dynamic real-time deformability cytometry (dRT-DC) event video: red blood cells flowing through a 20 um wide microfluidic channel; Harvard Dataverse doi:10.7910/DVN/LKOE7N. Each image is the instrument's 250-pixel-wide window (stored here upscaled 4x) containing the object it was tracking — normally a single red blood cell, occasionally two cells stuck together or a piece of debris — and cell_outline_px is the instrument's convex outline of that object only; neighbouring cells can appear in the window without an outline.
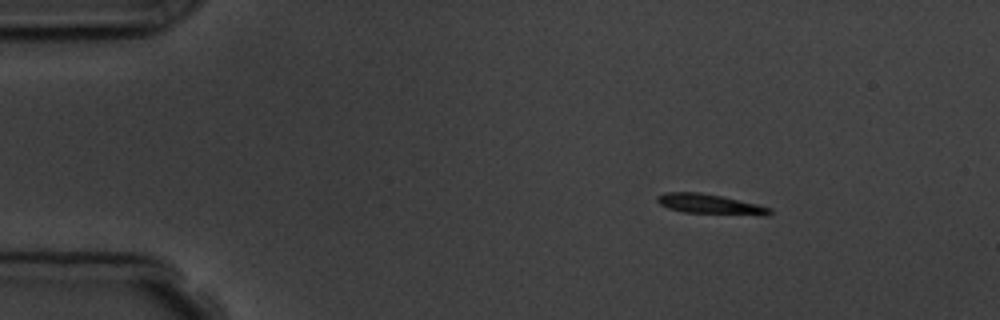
{"species": "common noctule bat (a hibernating species)", "species_latin": "Nyctalus noctula", "temperature_condition": "room temperature", "stored_images_in_passage": 3, "camera_frame_rate_fps": 3000, "um_per_image_px": 0.085, "animal": {"sex": "male", "body_mass_g": 19.5, "forearm_length_mm": 54.6}, "frame": {"image": 1, "passage_image": 1, "time_ms": 0.0, "image_size_px": [1000, 320], "cell_outline_px": [[772, 212], [768, 216], [760, 216], [684, 212], [668, 208], [660, 204], [656, 200], [656, 196], [664, 192], [700, 192], [720, 196], [756, 204], [772, 208]], "centroid_in_image_um": [60.36, 17.36], "position_along_channel_um": 24.6, "area_um2": 13.18}}